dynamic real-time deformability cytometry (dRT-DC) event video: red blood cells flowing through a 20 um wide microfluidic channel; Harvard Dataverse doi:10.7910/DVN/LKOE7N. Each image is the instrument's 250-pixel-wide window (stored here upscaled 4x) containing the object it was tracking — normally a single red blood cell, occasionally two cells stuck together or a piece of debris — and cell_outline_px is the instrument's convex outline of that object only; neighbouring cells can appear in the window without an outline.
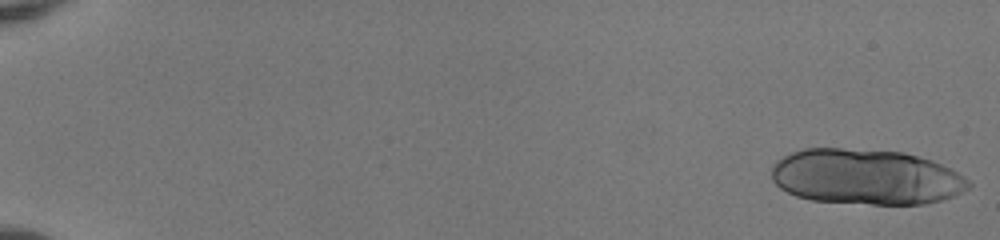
{"species": "human", "species_latin": "Homo sapiens", "temperature_condition": "room temperature", "stored_images_in_passage": 20, "camera_frame_rate_fps": 3000, "um_per_image_px": 0.085, "donor": {"sex": "female"}, "frame": {"image": 1, "passage_image": 1, "time_ms": 0.0, "image_size_px": [1000, 240], "cell_outline_px": [[972, 184], [968, 188], [952, 196], [940, 200], [924, 204], [872, 204], [812, 200], [796, 196], [780, 188], [772, 180], [772, 164], [776, 160], [792, 152], [804, 148], [840, 148], [904, 152], [932, 160], [964, 176]], "centroid_in_image_um": [73.58, 15.03], "position_along_channel_um": 11.4, "area_um2": 63.64}}